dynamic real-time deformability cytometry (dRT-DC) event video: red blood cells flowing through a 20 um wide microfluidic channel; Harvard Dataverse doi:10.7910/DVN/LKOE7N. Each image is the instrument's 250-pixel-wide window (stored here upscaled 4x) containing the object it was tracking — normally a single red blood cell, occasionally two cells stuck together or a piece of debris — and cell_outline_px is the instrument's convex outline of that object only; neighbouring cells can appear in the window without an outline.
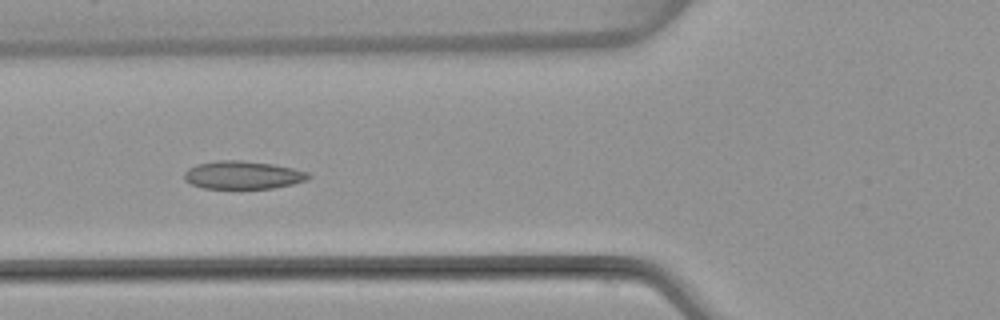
{"species": "common noctule bat (a hibernating species)", "species_latin": "Nyctalus noctula", "temperature_condition": "warm", "stored_images_in_passage": 8, "camera_frame_rate_fps": 3000, "um_per_image_px": 0.085, "animal": {"sex": "female", "body_mass_g": 22.7, "forearm_length_mm": 54.2}, "frame": {"image": 1, "passage_image": 6, "time_ms": 6.0, "image_size_px": [1000, 320], "cell_outline_px": [[312, 176], [308, 180], [292, 184], [272, 188], [204, 188], [192, 184], [184, 180], [184, 172], [188, 168], [196, 164], [216, 160], [240, 160], [272, 164], [292, 168], [308, 172]], "centroid_in_image_um": [20.63, 14.87], "position_along_channel_um": 105.2, "area_um2": 20.29}}
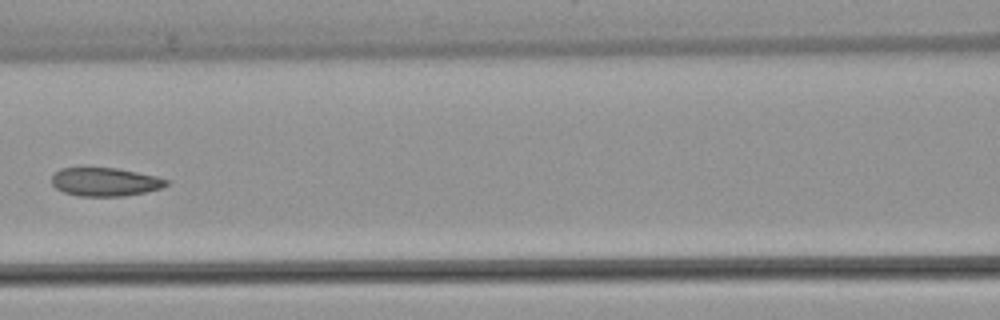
{"frame": {"image": 2, "passage_image": 7, "time_ms": 7.333, "image_size_px": [1000, 320], "cell_outline_px": [[168, 184], [160, 188], [144, 192], [124, 196], [80, 196], [64, 192], [56, 188], [52, 184], [52, 176], [60, 168], [116, 168], [156, 176], [168, 180]], "centroid_in_image_um": [8.91, 15.46], "position_along_channel_um": 157.7, "area_um2": 18.79}}
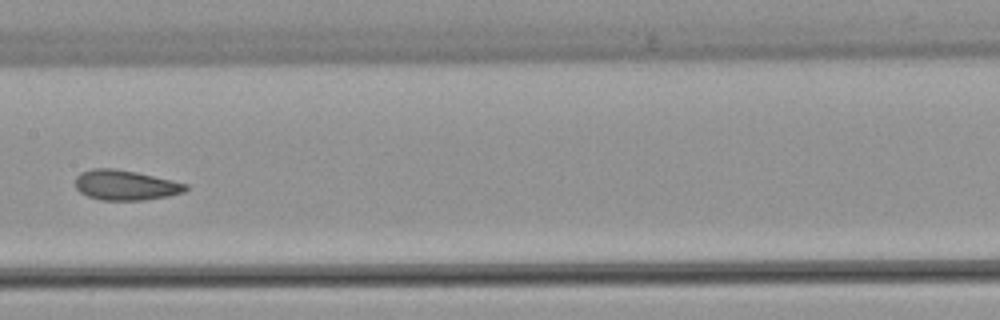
{"frame": {"image": 3, "passage_image": 8, "time_ms": 8.333, "image_size_px": [1000, 320], "cell_outline_px": [[188, 188], [184, 192], [168, 196], [144, 200], [100, 200], [88, 196], [80, 192], [76, 188], [76, 176], [80, 172], [92, 168], [112, 168], [136, 172], [172, 180], [188, 184]], "centroid_in_image_um": [10.66, 15.73], "position_along_channel_um": 196.7, "area_um2": 19.36}}